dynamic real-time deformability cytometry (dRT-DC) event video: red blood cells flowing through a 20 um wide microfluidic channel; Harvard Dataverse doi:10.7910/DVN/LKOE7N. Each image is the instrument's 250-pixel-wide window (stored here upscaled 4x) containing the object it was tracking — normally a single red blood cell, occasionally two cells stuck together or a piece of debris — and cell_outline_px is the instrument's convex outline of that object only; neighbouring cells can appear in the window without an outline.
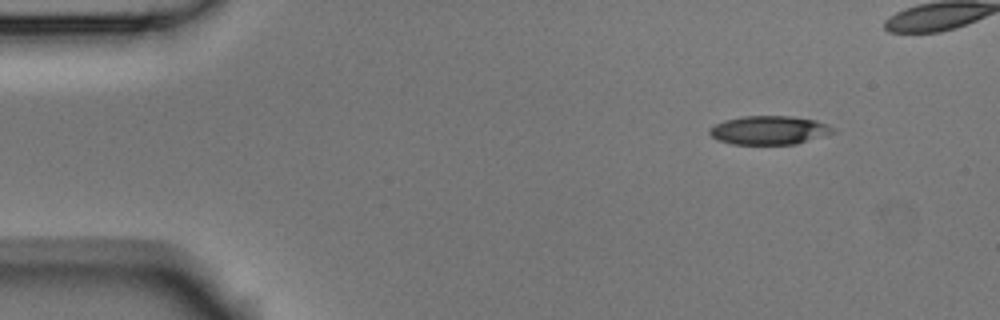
{"species": "Egyptian fruit bat (a non-hibernating species)", "species_latin": "Rousettus aegyptiacus", "temperature_condition": "room temperature", "stored_images_in_passage": 10, "segment_of_instrument_passage": [1, 2], "camera_frame_rate_fps": 3000, "um_per_image_px": 0.085, "animal": {"sex": "male"}, "frame": {"image": 1, "passage_image": 1, "time_ms": 0.0, "image_size_px": [1000, 320], "cell_outline_px": [[836, 132], [824, 136], [796, 144], [732, 144], [716, 140], [708, 132], [708, 128], [724, 120], [744, 116], [792, 116], [816, 120], [836, 128]], "centroid_in_image_um": [65.39, 11.07], "position_along_channel_um": 19.6, "area_um2": 20.81}}
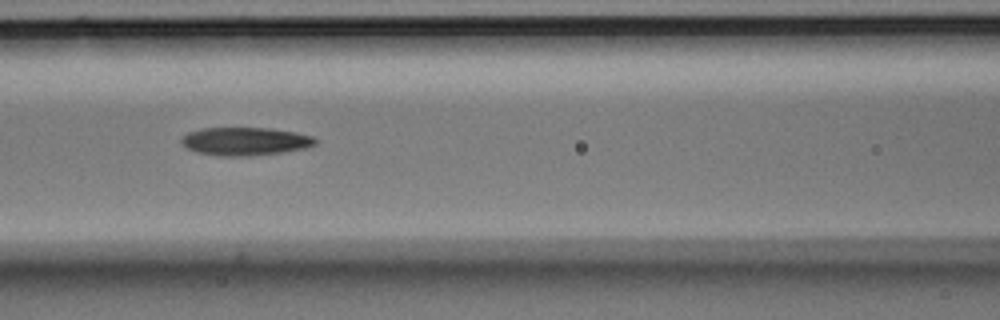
{"frame": {"image": 2, "passage_image": 6, "time_ms": 1.667, "image_size_px": [1000, 320], "cell_outline_px": [[316, 144], [308, 148], [280, 152], [248, 156], [224, 156], [200, 152], [188, 148], [180, 140], [188, 132], [200, 128], [272, 128], [296, 132], [312, 136], [316, 140]], "centroid_in_image_um": [20.88, 12.0], "position_along_channel_um": 145.7, "area_um2": 21.73}}
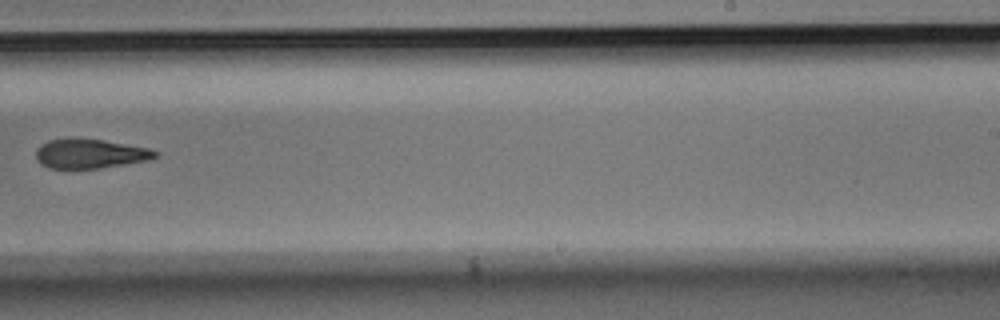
{"frame": {"image": 3, "passage_image": 9, "time_ms": 2.667, "image_size_px": [1000, 320], "cell_outline_px": [[160, 156], [148, 160], [100, 168], [48, 168], [40, 164], [36, 156], [36, 148], [40, 144], [48, 140], [104, 140], [148, 148], [160, 152]], "centroid_in_image_um": [7.68, 13.08], "position_along_channel_um": 281.3, "area_um2": 20.06}}